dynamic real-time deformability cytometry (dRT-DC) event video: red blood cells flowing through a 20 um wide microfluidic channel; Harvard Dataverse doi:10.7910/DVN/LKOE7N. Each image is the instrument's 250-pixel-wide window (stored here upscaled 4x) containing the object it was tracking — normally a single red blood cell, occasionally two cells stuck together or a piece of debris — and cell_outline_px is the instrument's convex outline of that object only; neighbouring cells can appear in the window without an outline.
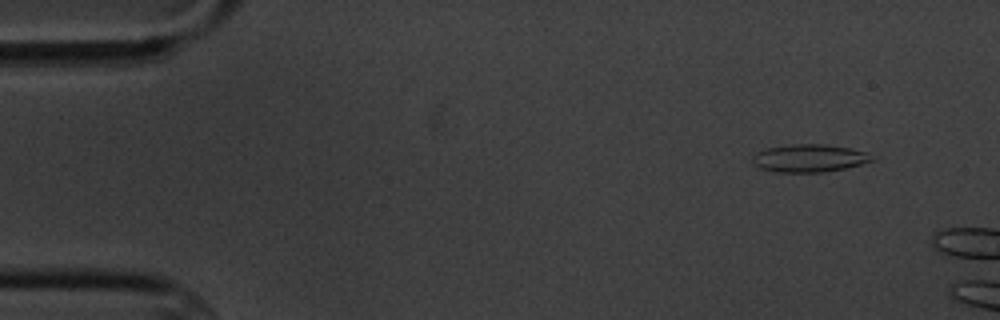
{"species": "common noctule bat (a hibernating species)", "species_latin": "Nyctalus noctula", "temperature_condition": "cold", "stored_images_in_passage": 4, "camera_frame_rate_fps": 3000, "um_per_image_px": 0.085, "animal": {"sex": "male", "body_mass_g": 20.1, "forearm_length_mm": 53.5}, "frame": {"image": 1, "passage_image": 2, "time_ms": 1.0, "image_size_px": [1000, 320], "cell_outline_px": [[876, 156], [872, 160], [860, 164], [844, 168], [824, 172], [776, 172], [760, 168], [752, 164], [752, 156], [756, 152], [768, 148], [792, 144], [824, 144], [848, 148], [868, 152]], "centroid_in_image_um": [68.77, 13.44], "position_along_channel_um": 16.2, "area_um2": 19.31}}